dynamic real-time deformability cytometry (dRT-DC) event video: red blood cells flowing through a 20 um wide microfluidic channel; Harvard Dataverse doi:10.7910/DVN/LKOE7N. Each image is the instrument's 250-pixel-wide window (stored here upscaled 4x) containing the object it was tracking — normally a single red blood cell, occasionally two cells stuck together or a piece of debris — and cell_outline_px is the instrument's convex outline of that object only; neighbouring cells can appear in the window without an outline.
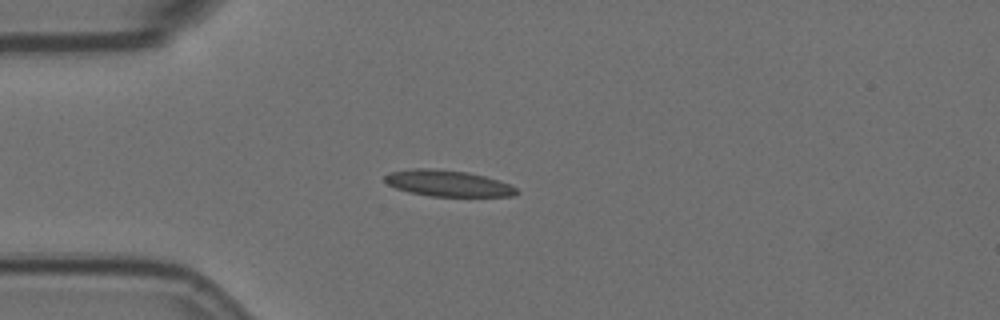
{"species": "Egyptian fruit bat (a non-hibernating species)", "species_latin": "Rousettus aegyptiacus", "temperature_condition": "room temperature", "stored_images_in_passage": 7, "camera_frame_rate_fps": 3000, "um_per_image_px": 0.085, "animal": {"sex": "female"}, "frame": {"image": 1, "passage_image": 4, "time_ms": 1.0, "image_size_px": [1000, 320], "cell_outline_px": [[520, 192], [512, 196], [428, 196], [408, 192], [396, 188], [388, 184], [384, 180], [384, 176], [388, 172], [412, 168], [432, 168], [468, 172], [484, 176], [508, 184], [516, 188]], "centroid_in_image_um": [38.01, 15.58], "position_along_channel_um": 47.0, "area_um2": 20.11}}
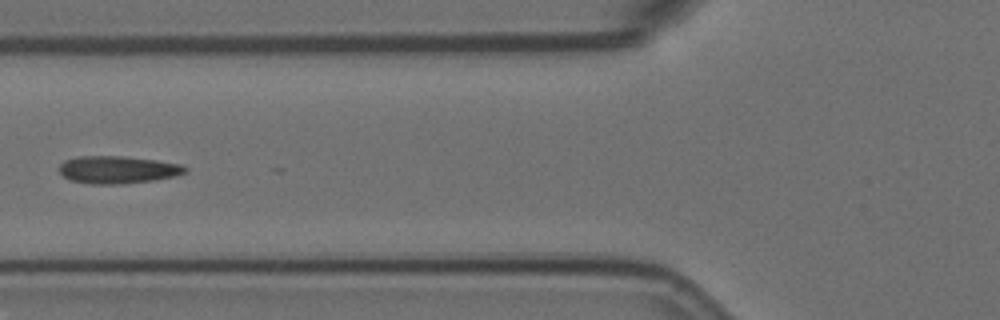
{"frame": {"image": 2, "passage_image": 6, "time_ms": 1.667, "image_size_px": [1000, 320], "cell_outline_px": [[188, 172], [176, 176], [156, 180], [124, 184], [88, 184], [68, 180], [60, 172], [60, 164], [64, 160], [76, 156], [124, 156], [156, 160], [180, 164], [188, 168]], "centroid_in_image_um": [10.01, 14.43], "position_along_channel_um": 115.8, "area_um2": 20.52}}
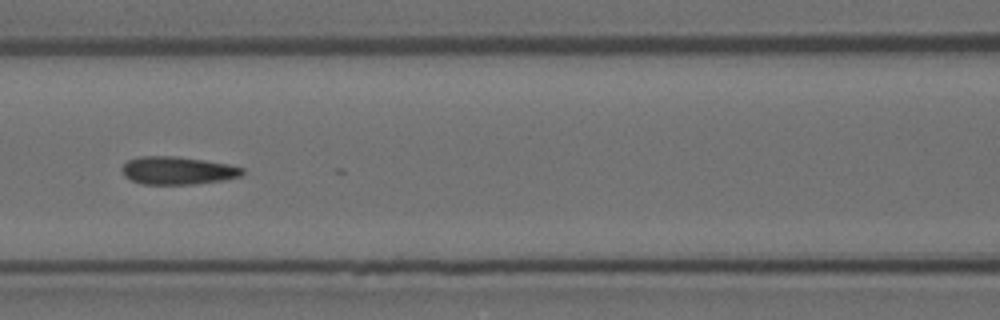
{"frame": {"image": 3, "passage_image": 7, "time_ms": 2.0, "image_size_px": [1000, 320], "cell_outline_px": [[244, 172], [240, 176], [224, 180], [196, 184], [140, 184], [124, 176], [120, 168], [128, 160], [140, 156], [176, 156], [204, 160], [228, 164], [244, 168]], "centroid_in_image_um": [15.08, 14.49], "position_along_channel_um": 151.5, "area_um2": 19.65}}